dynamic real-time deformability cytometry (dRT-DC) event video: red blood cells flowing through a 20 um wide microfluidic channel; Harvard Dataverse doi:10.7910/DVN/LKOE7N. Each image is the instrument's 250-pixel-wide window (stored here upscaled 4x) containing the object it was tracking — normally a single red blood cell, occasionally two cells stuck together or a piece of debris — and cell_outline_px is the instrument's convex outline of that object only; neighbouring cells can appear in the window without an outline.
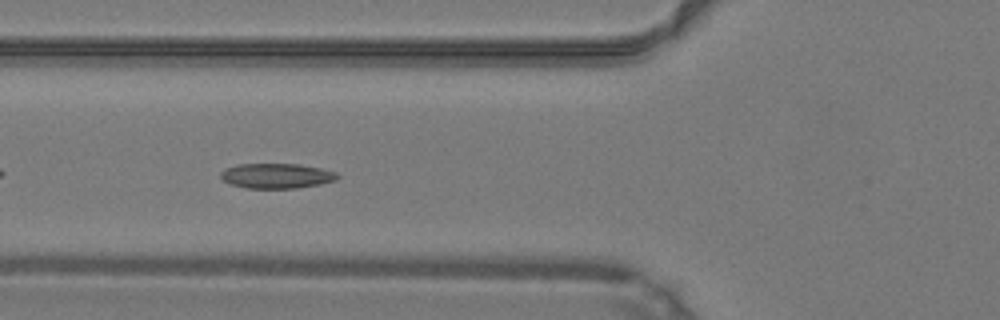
{"species": "common noctule bat (a hibernating species)", "species_latin": "Nyctalus noctula", "temperature_condition": "warm", "stored_images_in_passage": 35, "camera_frame_rate_fps": 3000, "um_per_image_px": 0.085, "animal": {"sex": "male", "body_mass_g": 19.2, "forearm_length_mm": 51.8}, "frame": {"image": 1, "passage_image": 5, "time_ms": 1.333, "image_size_px": [1000, 320], "cell_outline_px": [[340, 176], [336, 180], [320, 184], [296, 188], [248, 188], [232, 184], [224, 180], [220, 176], [220, 172], [224, 168], [236, 164], [300, 164], [320, 168], [336, 172]], "centroid_in_image_um": [23.51, 14.94], "position_along_channel_um": 102.3, "area_um2": 16.99}}
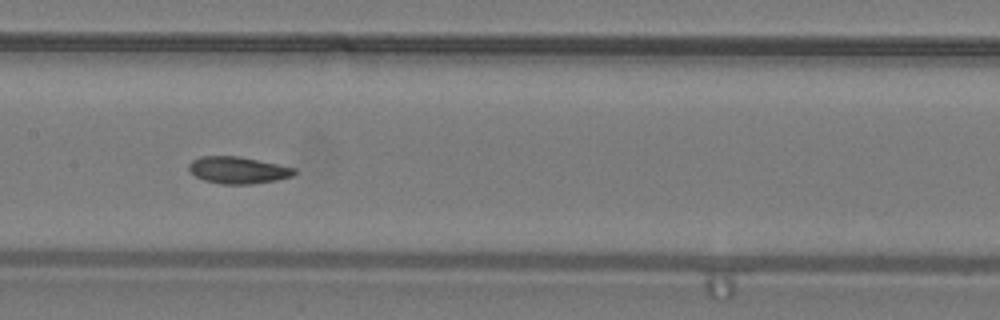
{"frame": {"image": 2, "passage_image": 11, "time_ms": 3.333, "image_size_px": [1000, 320], "cell_outline_px": [[296, 172], [292, 176], [276, 180], [252, 184], [220, 184], [204, 180], [196, 176], [188, 168], [188, 164], [192, 160], [200, 156], [240, 156], [296, 168]], "centroid_in_image_um": [20.22, 14.46], "position_along_channel_um": 187.2, "area_um2": 16.53}}
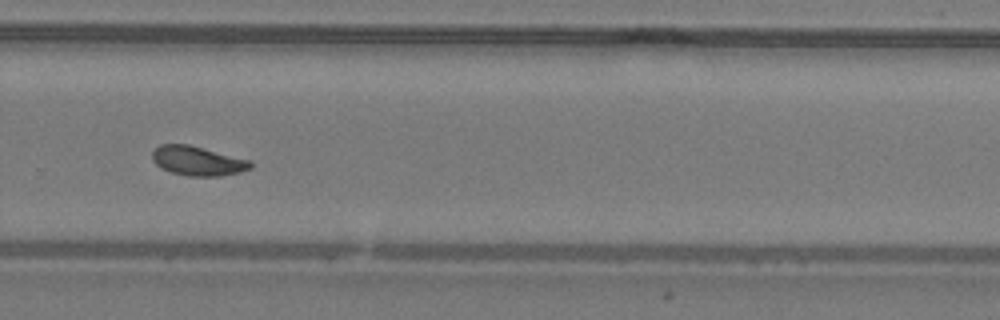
{"frame": {"image": 3, "passage_image": 20, "time_ms": 6.333, "image_size_px": [1000, 320], "cell_outline_px": [[252, 168], [240, 172], [220, 176], [188, 176], [172, 172], [160, 168], [152, 160], [152, 152], [160, 144], [188, 144], [252, 160]], "centroid_in_image_um": [16.82, 13.67], "position_along_channel_um": 313.0, "area_um2": 16.94}, "authors_computed_cell_mechanics": {"area_um2": 16.6464, "velocity_mm_per_s": 4.2209, "shape_relaxation_time_tau1_ms": 3.6629, "shape_relaxation_time_tau2_ms": 2.1521, "deformation_change_tau1": 0.1136, "deformation_change_tau2": 0.077}}